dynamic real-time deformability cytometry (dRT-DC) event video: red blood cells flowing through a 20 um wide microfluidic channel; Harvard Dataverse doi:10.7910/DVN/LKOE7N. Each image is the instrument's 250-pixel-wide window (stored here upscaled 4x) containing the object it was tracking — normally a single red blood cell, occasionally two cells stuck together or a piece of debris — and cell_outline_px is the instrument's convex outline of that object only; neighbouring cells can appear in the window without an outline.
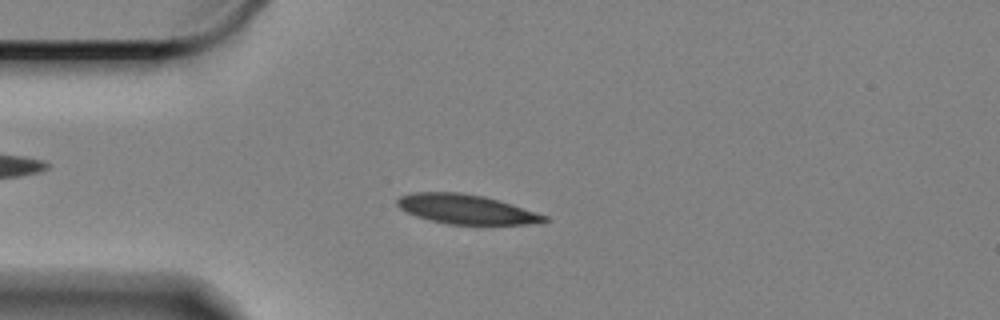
{"species": "Egyptian fruit bat (a non-hibernating species)", "species_latin": "Rousettus aegyptiacus", "temperature_condition": "cold", "stored_images_in_passage": 58, "camera_frame_rate_fps": 3000, "um_per_image_px": 0.085, "animal": {"sex": "female"}, "frame": {"image": 1, "passage_image": 13, "time_ms": 4.0, "image_size_px": [1000, 320], "cell_outline_px": [[552, 220], [528, 224], [448, 224], [428, 220], [416, 216], [400, 208], [396, 204], [396, 200], [400, 196], [412, 192], [460, 192], [484, 196], [512, 204], [548, 216]], "centroid_in_image_um": [39.62, 17.78], "position_along_channel_um": 45.4, "area_um2": 25.26}}
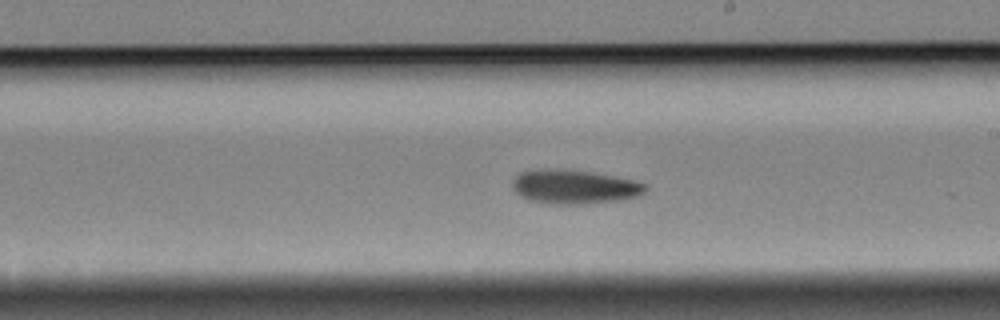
{"frame": {"image": 2, "passage_image": 32, "time_ms": 10.333, "image_size_px": [1000, 320], "cell_outline_px": [[648, 188], [640, 196], [620, 200], [584, 204], [552, 204], [528, 200], [520, 196], [512, 188], [512, 180], [520, 172], [588, 172], [636, 180], [648, 184]], "centroid_in_image_um": [48.9, 15.94], "position_along_channel_um": 240.1, "area_um2": 25.49}}
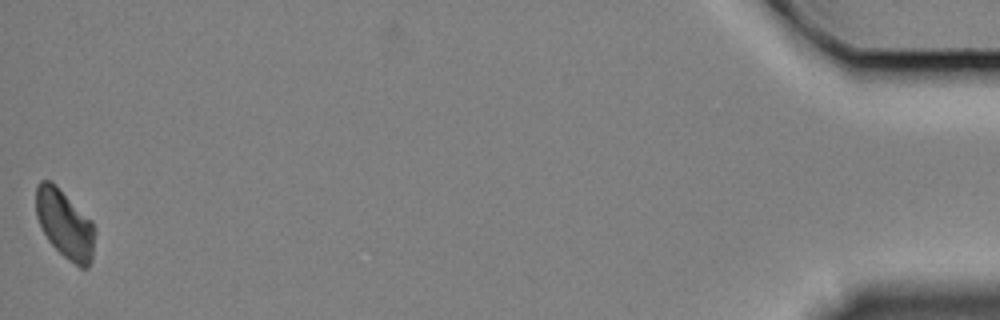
{"frame": {"image": 3, "passage_image": 58, "time_ms": 19.0, "image_size_px": [1000, 320], "cell_outline_px": [[96, 232], [92, 260], [88, 268], [80, 268], [68, 260], [48, 240], [36, 216], [36, 184], [40, 180], [48, 180], [92, 220], [96, 228]], "centroid_in_image_um": [5.54, 19.1], "position_along_channel_um": 429.7, "area_um2": 23.29}, "authors_computed_cell_mechanics": {"area_um2": 24.7673, "velocity_mm_per_s": 3.2968, "shape_relaxation_time_tau1_ms": 7.1035, "shape_relaxation_time_tau2_ms": null, "deformation_change_tau1": 0.1252, "deformation_change_tau2": null}}